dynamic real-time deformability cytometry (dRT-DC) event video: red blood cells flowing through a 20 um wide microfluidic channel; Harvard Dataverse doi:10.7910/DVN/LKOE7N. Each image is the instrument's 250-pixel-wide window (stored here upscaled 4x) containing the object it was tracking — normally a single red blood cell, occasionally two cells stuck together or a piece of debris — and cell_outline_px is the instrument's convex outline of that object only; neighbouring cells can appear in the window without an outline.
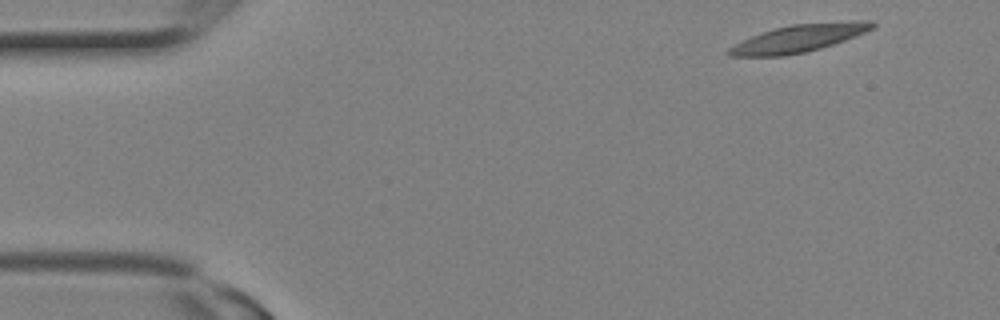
{"species": "Egyptian fruit bat (a non-hibernating species)", "species_latin": "Rousettus aegyptiacus", "temperature_condition": "room temperature", "stored_images_in_passage": 7, "camera_frame_rate_fps": 3000, "um_per_image_px": 0.085, "animal": {"sex": "female"}, "frame": {"image": 1, "passage_image": 1, "time_ms": 0.0, "image_size_px": [1000, 320], "cell_outline_px": [[876, 28], [856, 36], [820, 48], [804, 52], [784, 56], [728, 56], [728, 48], [752, 36], [776, 28], [792, 24], [852, 20], [872, 20], [876, 24]], "centroid_in_image_um": [67.99, 3.24], "position_along_channel_um": 17.0, "area_um2": 22.89}}
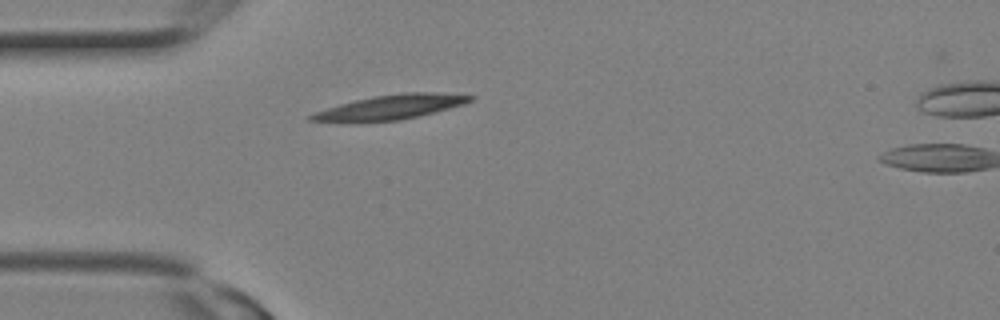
{"frame": {"image": 2, "passage_image": 6, "time_ms": 1.667, "image_size_px": [1000, 320], "cell_outline_px": [[476, 96], [472, 100], [464, 104], [400, 120], [352, 124], [336, 124], [308, 120], [308, 116], [312, 112], [340, 104], [372, 96], [404, 92], [436, 92]], "centroid_in_image_um": [33.03, 9.14], "position_along_channel_um": 52.0, "area_um2": 23.41}}